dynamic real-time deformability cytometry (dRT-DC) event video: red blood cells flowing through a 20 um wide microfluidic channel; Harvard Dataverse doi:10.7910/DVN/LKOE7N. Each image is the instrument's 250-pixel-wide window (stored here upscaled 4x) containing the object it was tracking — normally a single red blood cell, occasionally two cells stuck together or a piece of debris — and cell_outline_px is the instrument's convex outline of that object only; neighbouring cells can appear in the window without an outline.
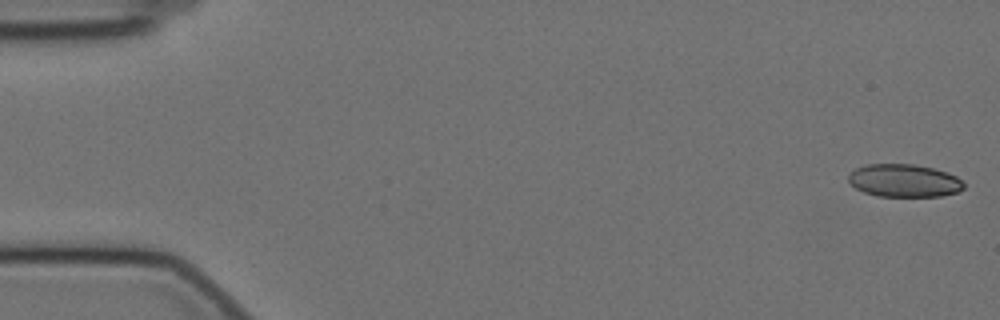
{"species": "Egyptian fruit bat (a non-hibernating species)", "species_latin": "Rousettus aegyptiacus", "temperature_condition": "cold", "stored_images_in_passage": 57, "camera_frame_rate_fps": 3000, "um_per_image_px": 0.085, "animal": {"sex": "female"}, "frame": {"image": 1, "passage_image": 1, "time_ms": 0.0, "image_size_px": [1000, 320], "cell_outline_px": [[964, 188], [956, 192], [940, 196], [876, 196], [864, 192], [856, 188], [848, 180], [848, 176], [856, 168], [868, 164], [912, 164], [932, 168], [948, 172], [956, 176], [964, 184]], "centroid_in_image_um": [76.85, 15.35], "position_along_channel_um": 8.2, "area_um2": 21.91}}
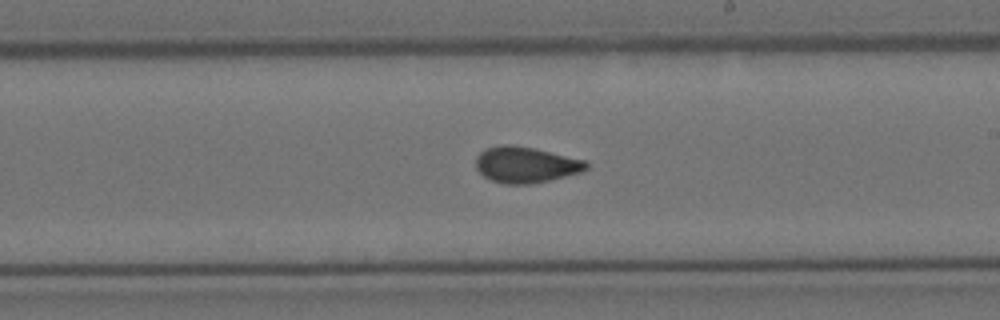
{"frame": {"image": 2, "passage_image": 33, "time_ms": 10.667, "image_size_px": [1000, 320], "cell_outline_px": [[588, 168], [580, 172], [532, 184], [504, 184], [492, 180], [484, 176], [476, 168], [476, 156], [480, 152], [488, 148], [504, 144], [508, 144], [532, 148], [584, 160], [588, 164]], "centroid_in_image_um": [44.65, 14.01], "position_along_channel_um": 244.3, "area_um2": 22.77}}
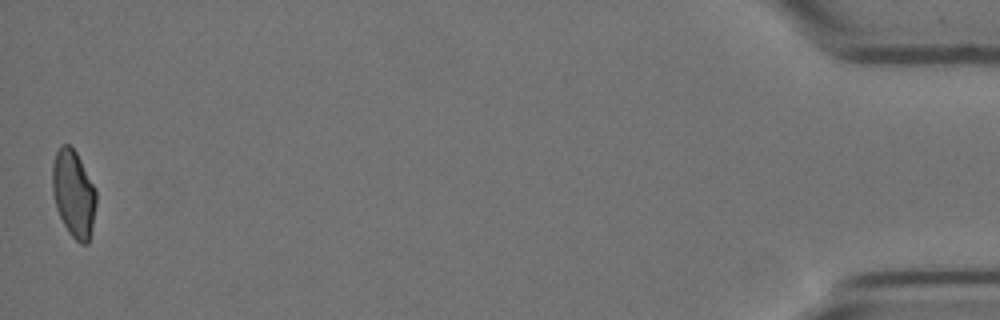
{"frame": {"image": 3, "passage_image": 57, "time_ms": 18.667, "image_size_px": [1000, 320], "cell_outline_px": [[96, 204], [92, 232], [88, 244], [80, 244], [68, 232], [56, 208], [52, 192], [52, 164], [56, 152], [60, 144], [68, 144], [76, 152], [96, 192]], "centroid_in_image_um": [6.24, 16.48], "position_along_channel_um": 429.0, "area_um2": 22.2}, "authors_computed_cell_mechanics": {"area_um2": 22.7732, "velocity_mm_per_s": 3.4835, "shape_relaxation_time_tau1_ms": null, "shape_relaxation_time_tau2_ms": 1.125, "deformation_change_tau1": null, "deformation_change_tau2": 0.0522}}